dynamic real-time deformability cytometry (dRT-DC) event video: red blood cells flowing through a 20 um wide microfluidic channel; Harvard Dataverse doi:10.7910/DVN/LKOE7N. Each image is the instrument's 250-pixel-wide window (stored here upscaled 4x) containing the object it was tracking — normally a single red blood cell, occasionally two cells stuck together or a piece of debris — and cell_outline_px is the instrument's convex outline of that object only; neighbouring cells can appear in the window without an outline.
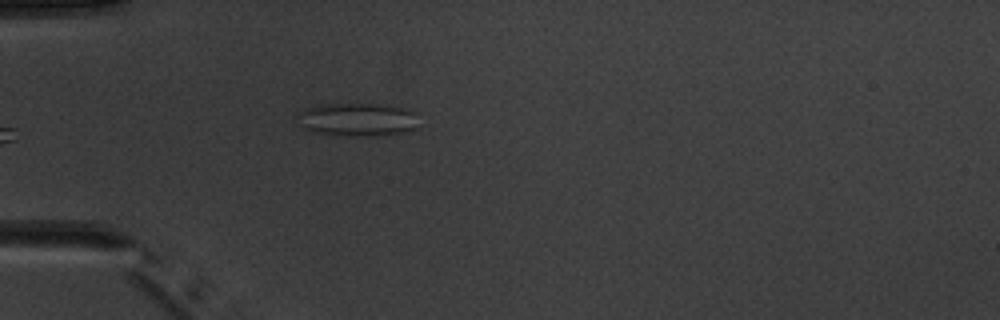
{"species": "common noctule bat (a hibernating species)", "species_latin": "Nyctalus noctula", "temperature_condition": "warm", "stored_images_in_passage": 6, "camera_frame_rate_fps": 3000, "um_per_image_px": 0.085, "animal": {"sex": "male", "body_mass_g": 20.1, "forearm_length_mm": 53.5}, "frame": {"image": 1, "passage_image": 6, "time_ms": 5.667, "image_size_px": [1000, 320], "cell_outline_px": [[420, 128], [400, 132], [356, 136], [332, 136], [312, 132], [300, 128], [296, 116], [296, 112], [304, 108], [320, 104], [380, 104], [400, 108], [416, 112]], "centroid_in_image_um": [30.28, 10.16], "position_along_channel_um": 54.7, "area_um2": 23.93}}